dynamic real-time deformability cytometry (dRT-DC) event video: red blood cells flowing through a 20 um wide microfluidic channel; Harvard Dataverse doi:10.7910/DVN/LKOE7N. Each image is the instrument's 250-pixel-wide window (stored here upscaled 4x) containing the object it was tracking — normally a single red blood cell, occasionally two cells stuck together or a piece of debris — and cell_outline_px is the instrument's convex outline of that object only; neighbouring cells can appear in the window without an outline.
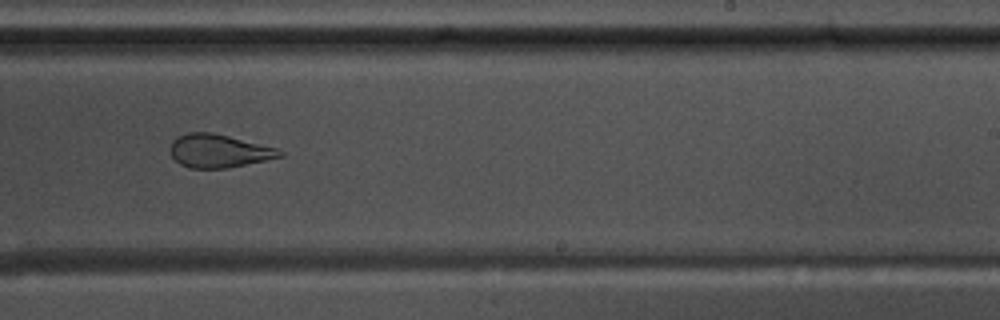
{"species": "common noctule bat (a hibernating species)", "species_latin": "Nyctalus noctula", "temperature_condition": "warm", "stored_images_in_passage": 45, "camera_frame_rate_fps": 3000, "um_per_image_px": 0.085, "animal": {"sex": "male", "body_mass_g": 17.5, "forearm_length_mm": 52.3}, "frame": {"image": 1, "passage_image": 32, "time_ms": 10.333, "image_size_px": [1000, 320], "cell_outline_px": [[284, 156], [228, 168], [188, 168], [180, 164], [172, 156], [168, 148], [172, 140], [176, 136], [188, 132], [212, 132], [276, 148], [284, 152]], "centroid_in_image_um": [18.54, 12.83], "position_along_channel_um": 270.5, "area_um2": 21.27}}
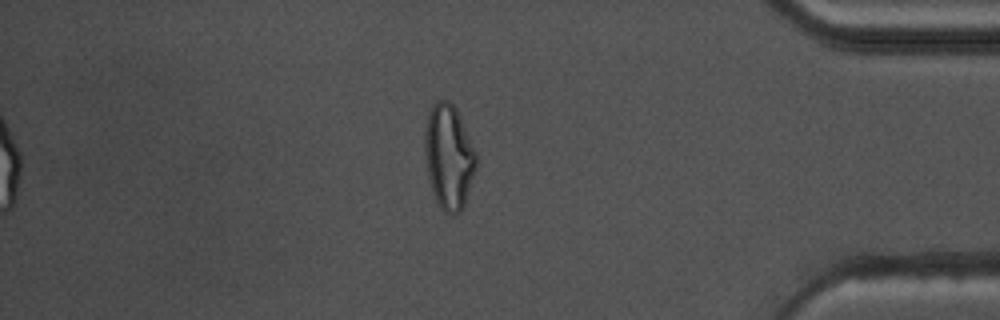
{"frame": {"image": 2, "passage_image": 45, "time_ms": 14.667, "image_size_px": [1000, 320], "cell_outline_px": [[476, 168], [464, 204], [460, 212], [452, 216], [444, 212], [440, 208], [432, 192], [428, 176], [424, 148], [424, 128], [428, 112], [432, 104], [436, 100], [448, 100], [456, 108], [460, 116], [476, 152]], "centroid_in_image_um": [38.12, 13.31], "position_along_channel_um": 397.1, "area_um2": 31.56}, "authors_computed_cell_mechanics": {"area_um2": 24.276, "velocity_mm_per_s": 3.6443, "shape_relaxation_time_tau1_ms": null, "shape_relaxation_time_tau2_ms": 1.6464, "deformation_change_tau1": null, "deformation_change_tau2": 0.0968}}